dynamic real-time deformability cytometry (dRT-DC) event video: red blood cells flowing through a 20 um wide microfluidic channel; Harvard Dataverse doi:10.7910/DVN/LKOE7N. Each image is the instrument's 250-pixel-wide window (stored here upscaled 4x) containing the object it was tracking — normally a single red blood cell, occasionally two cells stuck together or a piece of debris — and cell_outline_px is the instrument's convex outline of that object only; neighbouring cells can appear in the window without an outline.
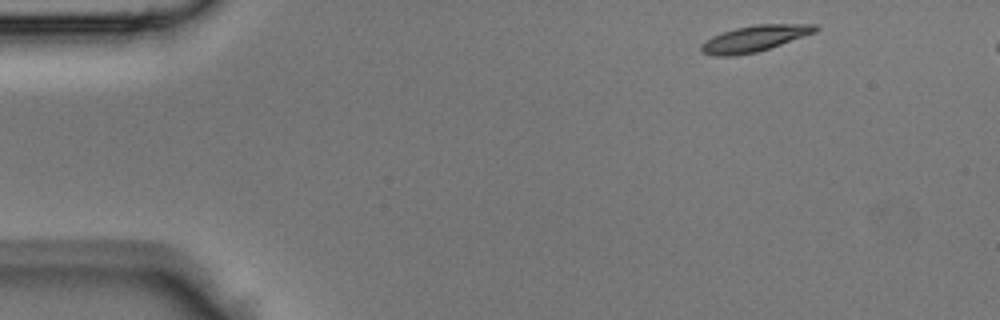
{"species": "Egyptian fruit bat (a non-hibernating species)", "species_latin": "Rousettus aegyptiacus", "temperature_condition": "room temperature", "stored_images_in_passage": 39, "camera_frame_rate_fps": 3000, "um_per_image_px": 0.085, "animal": {"sex": "male"}, "frame": {"image": 1, "passage_image": 1, "time_ms": 0.0, "image_size_px": [1000, 320], "cell_outline_px": [[820, 28], [816, 32], [756, 52], [732, 56], [716, 56], [700, 52], [700, 44], [712, 36], [736, 28], [756, 24], [816, 24]], "centroid_in_image_um": [64.12, 3.27], "position_along_channel_um": 20.9, "area_um2": 17.22}}
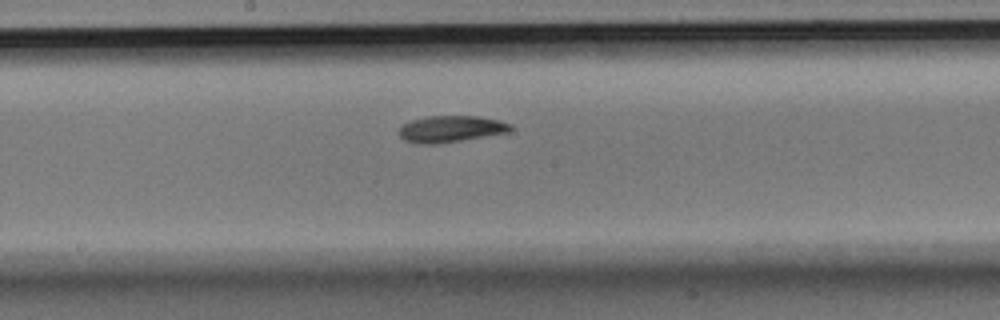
{"frame": {"image": 2, "passage_image": 19, "time_ms": 6.0, "image_size_px": [1000, 320], "cell_outline_px": [[512, 128], [508, 132], [436, 144], [416, 144], [404, 140], [400, 136], [400, 128], [404, 124], [412, 120], [428, 116], [476, 116], [496, 120], [512, 124]], "centroid_in_image_um": [38.29, 10.96], "position_along_channel_um": 209.9, "area_um2": 16.94}}
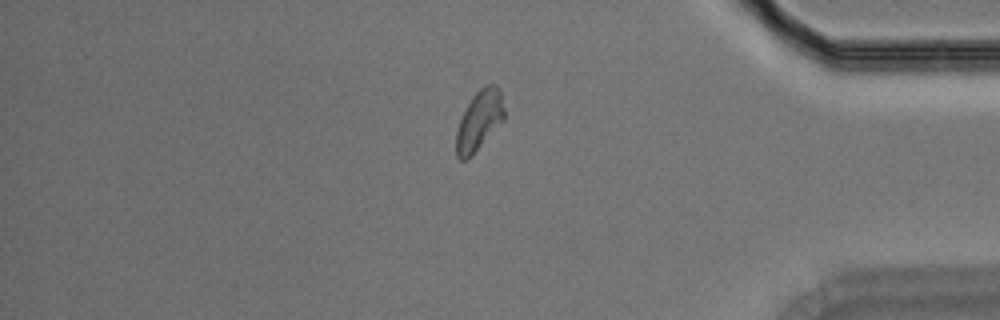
{"frame": {"image": 3, "passage_image": 33, "time_ms": 10.667, "image_size_px": [1000, 320], "cell_outline_px": [[504, 120], [472, 156], [468, 160], [460, 160], [456, 156], [456, 132], [460, 120], [472, 96], [484, 84], [496, 84], [500, 88], [504, 108]], "centroid_in_image_um": [40.74, 10.25], "position_along_channel_um": 394.5, "area_um2": 16.88}}